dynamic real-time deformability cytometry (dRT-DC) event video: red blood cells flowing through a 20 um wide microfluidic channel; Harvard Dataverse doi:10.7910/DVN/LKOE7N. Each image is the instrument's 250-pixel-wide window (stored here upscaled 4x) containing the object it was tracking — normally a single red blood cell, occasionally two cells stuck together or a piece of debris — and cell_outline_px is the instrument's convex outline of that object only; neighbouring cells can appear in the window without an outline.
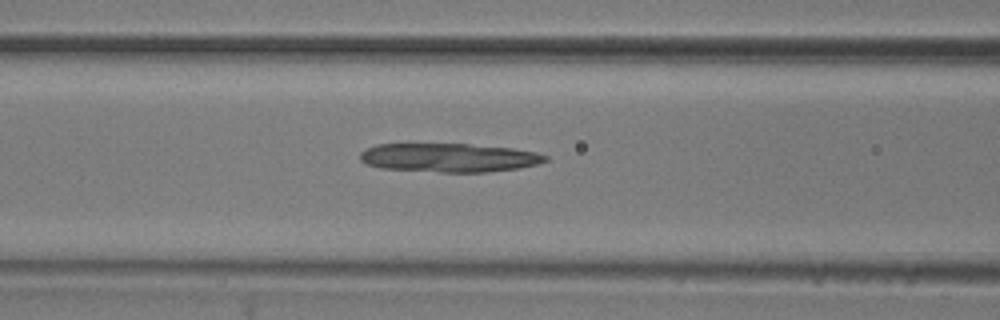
{"species": "common noctule bat (a hibernating species)", "species_latin": "Nyctalus noctula", "temperature_condition": "room temperature", "stored_images_in_passage": 4, "camera_frame_rate_fps": 3000, "um_per_image_px": 0.085, "animal": {"sex": "male", "body_mass_g": 20.5, "forearm_length_mm": 52.5}, "frame": {"image": 1, "passage_image": 4, "time_ms": 1.0, "image_size_px": [1000, 320], "cell_outline_px": [[548, 160], [536, 164], [520, 168], [488, 172], [440, 172], [380, 168], [364, 164], [360, 160], [360, 152], [376, 144], [468, 144], [512, 148], [536, 152], [548, 156]], "centroid_in_image_um": [38.15, 13.4], "position_along_channel_um": 128.4, "area_um2": 31.15}}